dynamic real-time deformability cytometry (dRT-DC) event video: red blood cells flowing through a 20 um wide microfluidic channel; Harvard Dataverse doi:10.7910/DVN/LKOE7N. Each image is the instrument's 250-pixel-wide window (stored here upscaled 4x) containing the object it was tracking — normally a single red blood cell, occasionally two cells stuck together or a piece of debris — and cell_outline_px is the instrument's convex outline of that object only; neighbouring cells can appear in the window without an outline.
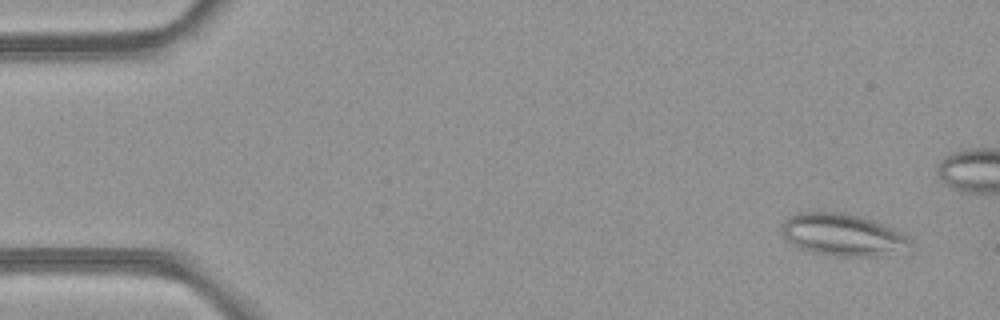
{"species": "common noctule bat (a hibernating species)", "species_latin": "Nyctalus noctula", "temperature_condition": "room temperature", "stored_images_in_passage": 51, "segment_of_instrument_passage": [1, 2], "camera_frame_rate_fps": 3000, "um_per_image_px": 0.085, "animal": {"sex": "female", "body_mass_g": 21.9}, "frame": {"image": 1, "passage_image": 4, "time_ms": 1.0, "image_size_px": [1000, 320], "cell_outline_px": [[908, 240], [872, 256], [844, 256], [816, 252], [804, 248], [788, 240], [784, 236], [784, 220], [788, 216], [800, 212], [832, 212], [860, 216], [892, 228], [900, 232]], "centroid_in_image_um": [71.42, 19.89], "position_along_channel_um": 13.6, "area_um2": 29.02}}